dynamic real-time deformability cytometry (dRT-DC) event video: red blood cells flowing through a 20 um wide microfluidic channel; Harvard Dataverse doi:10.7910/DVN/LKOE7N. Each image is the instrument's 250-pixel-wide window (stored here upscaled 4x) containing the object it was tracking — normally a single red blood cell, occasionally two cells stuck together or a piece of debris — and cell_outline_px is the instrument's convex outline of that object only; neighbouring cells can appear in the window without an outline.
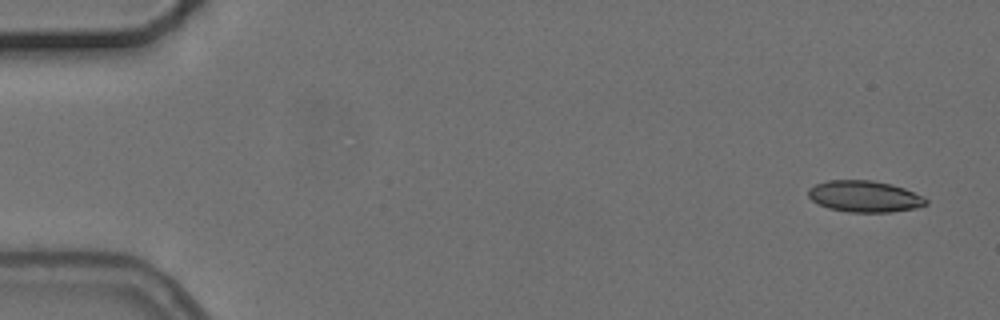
{"species": "common noctule bat (a hibernating species)", "species_latin": "Nyctalus noctula", "temperature_condition": "cold", "stored_images_in_passage": 7, "camera_frame_rate_fps": 3000, "um_per_image_px": 0.085, "animal": {"sex": "female", "body_mass_g": 24.6, "forearm_length_mm": 56.2}, "frame": {"image": 1, "passage_image": 1, "time_ms": 0.0, "image_size_px": [1000, 320], "cell_outline_px": [[928, 204], [916, 208], [892, 212], [848, 212], [828, 208], [812, 200], [808, 196], [808, 188], [816, 184], [828, 180], [872, 180], [892, 184], [904, 188], [924, 196], [928, 200]], "centroid_in_image_um": [73.51, 16.69], "position_along_channel_um": 11.5, "area_um2": 21.68}}
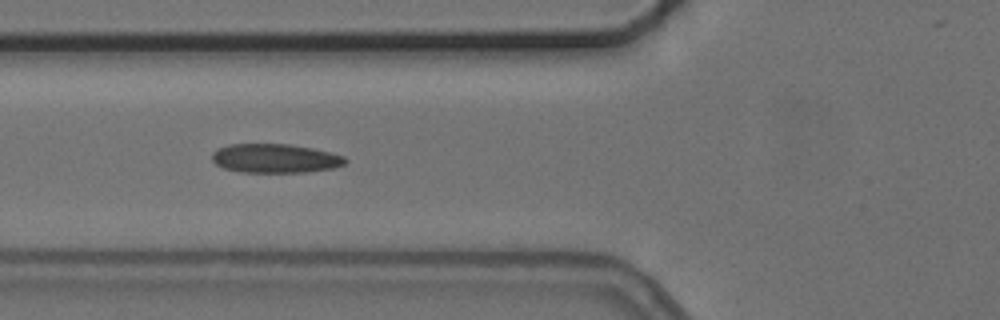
{"frame": {"image": 2, "passage_image": 6, "time_ms": 6.0, "image_size_px": [1000, 320], "cell_outline_px": [[348, 160], [344, 164], [332, 168], [304, 172], [240, 172], [224, 168], [216, 164], [212, 160], [212, 152], [216, 148], [228, 144], [288, 144], [312, 148], [344, 156]], "centroid_in_image_um": [23.34, 13.45], "position_along_channel_um": 102.5, "area_um2": 22.48}}
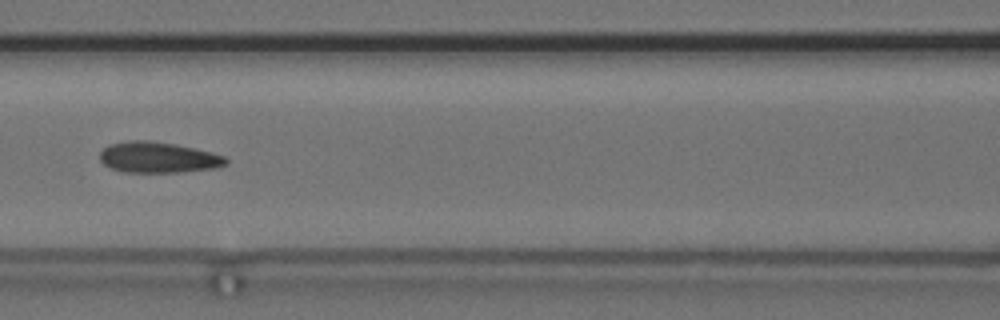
{"frame": {"image": 3, "passage_image": 7, "time_ms": 7.333, "image_size_px": [1000, 320], "cell_outline_px": [[228, 164], [216, 168], [180, 172], [124, 172], [112, 168], [104, 164], [100, 160], [100, 152], [104, 148], [112, 144], [132, 140], [148, 140], [176, 144], [196, 148], [212, 152], [224, 156], [228, 160]], "centroid_in_image_um": [13.49, 13.38], "position_along_channel_um": 153.1, "area_um2": 22.66}}